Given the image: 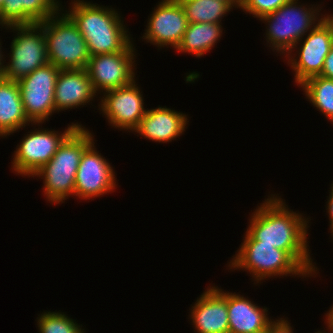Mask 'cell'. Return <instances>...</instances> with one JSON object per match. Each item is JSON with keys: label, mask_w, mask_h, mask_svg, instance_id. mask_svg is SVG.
<instances>
[{"label": "cell", "mask_w": 333, "mask_h": 333, "mask_svg": "<svg viewBox=\"0 0 333 333\" xmlns=\"http://www.w3.org/2000/svg\"><path fill=\"white\" fill-rule=\"evenodd\" d=\"M272 195L251 214L246 232L261 244L286 251L310 276L316 274L317 267L308 249L309 218L292 211L282 198Z\"/></svg>", "instance_id": "1"}, {"label": "cell", "mask_w": 333, "mask_h": 333, "mask_svg": "<svg viewBox=\"0 0 333 333\" xmlns=\"http://www.w3.org/2000/svg\"><path fill=\"white\" fill-rule=\"evenodd\" d=\"M73 1L70 10L65 13L84 37L90 56L123 51L133 42L114 8L97 6L84 0Z\"/></svg>", "instance_id": "2"}, {"label": "cell", "mask_w": 333, "mask_h": 333, "mask_svg": "<svg viewBox=\"0 0 333 333\" xmlns=\"http://www.w3.org/2000/svg\"><path fill=\"white\" fill-rule=\"evenodd\" d=\"M84 126L77 127L59 146L52 159L34 173L33 178L44 179L43 190L47 201L64 203L74 196L75 178L84 150L94 141Z\"/></svg>", "instance_id": "3"}, {"label": "cell", "mask_w": 333, "mask_h": 333, "mask_svg": "<svg viewBox=\"0 0 333 333\" xmlns=\"http://www.w3.org/2000/svg\"><path fill=\"white\" fill-rule=\"evenodd\" d=\"M313 6L307 8L300 5L298 0H290L277 11L261 17L259 20L268 24L265 34L267 45L269 43L273 50L287 55L296 43L323 20L322 15L319 17L322 8Z\"/></svg>", "instance_id": "4"}, {"label": "cell", "mask_w": 333, "mask_h": 333, "mask_svg": "<svg viewBox=\"0 0 333 333\" xmlns=\"http://www.w3.org/2000/svg\"><path fill=\"white\" fill-rule=\"evenodd\" d=\"M243 240L228 264L230 270H248L256 283L274 276L310 277L286 251L277 249L274 245L261 244V241L254 240L247 232Z\"/></svg>", "instance_id": "5"}, {"label": "cell", "mask_w": 333, "mask_h": 333, "mask_svg": "<svg viewBox=\"0 0 333 333\" xmlns=\"http://www.w3.org/2000/svg\"><path fill=\"white\" fill-rule=\"evenodd\" d=\"M41 24L44 26L49 63L60 70L87 68L90 59L87 43L65 12L58 11Z\"/></svg>", "instance_id": "6"}, {"label": "cell", "mask_w": 333, "mask_h": 333, "mask_svg": "<svg viewBox=\"0 0 333 333\" xmlns=\"http://www.w3.org/2000/svg\"><path fill=\"white\" fill-rule=\"evenodd\" d=\"M17 35L11 42L10 62L4 65L2 78L19 81L49 63L44 26L41 23L8 26Z\"/></svg>", "instance_id": "7"}, {"label": "cell", "mask_w": 333, "mask_h": 333, "mask_svg": "<svg viewBox=\"0 0 333 333\" xmlns=\"http://www.w3.org/2000/svg\"><path fill=\"white\" fill-rule=\"evenodd\" d=\"M78 123L68 125L64 132L49 129H34L26 134L14 151L12 168L16 174L31 177L47 164L63 141L77 128ZM40 129V130H39Z\"/></svg>", "instance_id": "8"}, {"label": "cell", "mask_w": 333, "mask_h": 333, "mask_svg": "<svg viewBox=\"0 0 333 333\" xmlns=\"http://www.w3.org/2000/svg\"><path fill=\"white\" fill-rule=\"evenodd\" d=\"M60 69L51 64L37 68L18 81L25 114L40 126L55 112L54 90Z\"/></svg>", "instance_id": "9"}, {"label": "cell", "mask_w": 333, "mask_h": 333, "mask_svg": "<svg viewBox=\"0 0 333 333\" xmlns=\"http://www.w3.org/2000/svg\"><path fill=\"white\" fill-rule=\"evenodd\" d=\"M135 50L131 43L123 51L90 56L86 70L96 93L124 87L134 81Z\"/></svg>", "instance_id": "10"}, {"label": "cell", "mask_w": 333, "mask_h": 333, "mask_svg": "<svg viewBox=\"0 0 333 333\" xmlns=\"http://www.w3.org/2000/svg\"><path fill=\"white\" fill-rule=\"evenodd\" d=\"M305 36L307 37L302 38L304 39L303 45L300 44L299 41L286 55V58H289L288 63L295 72L294 76L297 85H300L310 77L321 74L325 58L333 44L331 28L324 20L319 22V24ZM297 44L301 45V47L296 51V53L298 52V57L293 58L290 54H292V51H295V48L297 49Z\"/></svg>", "instance_id": "11"}, {"label": "cell", "mask_w": 333, "mask_h": 333, "mask_svg": "<svg viewBox=\"0 0 333 333\" xmlns=\"http://www.w3.org/2000/svg\"><path fill=\"white\" fill-rule=\"evenodd\" d=\"M135 83L103 92L99 109L114 128L134 131L146 114L143 94Z\"/></svg>", "instance_id": "12"}, {"label": "cell", "mask_w": 333, "mask_h": 333, "mask_svg": "<svg viewBox=\"0 0 333 333\" xmlns=\"http://www.w3.org/2000/svg\"><path fill=\"white\" fill-rule=\"evenodd\" d=\"M93 141L83 152L77 169L74 196L81 200L102 196L116 187V178L109 162L99 154Z\"/></svg>", "instance_id": "13"}, {"label": "cell", "mask_w": 333, "mask_h": 333, "mask_svg": "<svg viewBox=\"0 0 333 333\" xmlns=\"http://www.w3.org/2000/svg\"><path fill=\"white\" fill-rule=\"evenodd\" d=\"M188 26L184 10L178 0H161L148 18L145 35L147 42L157 47L176 49Z\"/></svg>", "instance_id": "14"}, {"label": "cell", "mask_w": 333, "mask_h": 333, "mask_svg": "<svg viewBox=\"0 0 333 333\" xmlns=\"http://www.w3.org/2000/svg\"><path fill=\"white\" fill-rule=\"evenodd\" d=\"M190 309V319L197 333H229L227 292L208 287Z\"/></svg>", "instance_id": "15"}, {"label": "cell", "mask_w": 333, "mask_h": 333, "mask_svg": "<svg viewBox=\"0 0 333 333\" xmlns=\"http://www.w3.org/2000/svg\"><path fill=\"white\" fill-rule=\"evenodd\" d=\"M95 96L86 69L60 70L54 90L55 113L85 106Z\"/></svg>", "instance_id": "16"}, {"label": "cell", "mask_w": 333, "mask_h": 333, "mask_svg": "<svg viewBox=\"0 0 333 333\" xmlns=\"http://www.w3.org/2000/svg\"><path fill=\"white\" fill-rule=\"evenodd\" d=\"M188 115L170 108L159 107L148 109L138 127L133 131L159 143H167L184 134L188 124Z\"/></svg>", "instance_id": "17"}, {"label": "cell", "mask_w": 333, "mask_h": 333, "mask_svg": "<svg viewBox=\"0 0 333 333\" xmlns=\"http://www.w3.org/2000/svg\"><path fill=\"white\" fill-rule=\"evenodd\" d=\"M229 333H264L272 322L267 308H260L249 299L227 291Z\"/></svg>", "instance_id": "18"}, {"label": "cell", "mask_w": 333, "mask_h": 333, "mask_svg": "<svg viewBox=\"0 0 333 333\" xmlns=\"http://www.w3.org/2000/svg\"><path fill=\"white\" fill-rule=\"evenodd\" d=\"M60 5L57 0H5L0 10V26L41 23L61 11Z\"/></svg>", "instance_id": "19"}, {"label": "cell", "mask_w": 333, "mask_h": 333, "mask_svg": "<svg viewBox=\"0 0 333 333\" xmlns=\"http://www.w3.org/2000/svg\"><path fill=\"white\" fill-rule=\"evenodd\" d=\"M30 123L18 82L0 77V137H7Z\"/></svg>", "instance_id": "20"}, {"label": "cell", "mask_w": 333, "mask_h": 333, "mask_svg": "<svg viewBox=\"0 0 333 333\" xmlns=\"http://www.w3.org/2000/svg\"><path fill=\"white\" fill-rule=\"evenodd\" d=\"M222 31V24L219 23H190L176 50L182 53H192L195 57L200 58L212 50L215 43L220 40Z\"/></svg>", "instance_id": "21"}, {"label": "cell", "mask_w": 333, "mask_h": 333, "mask_svg": "<svg viewBox=\"0 0 333 333\" xmlns=\"http://www.w3.org/2000/svg\"><path fill=\"white\" fill-rule=\"evenodd\" d=\"M184 10L188 24L221 23L222 17L232 9L219 0H178Z\"/></svg>", "instance_id": "22"}, {"label": "cell", "mask_w": 333, "mask_h": 333, "mask_svg": "<svg viewBox=\"0 0 333 333\" xmlns=\"http://www.w3.org/2000/svg\"><path fill=\"white\" fill-rule=\"evenodd\" d=\"M299 86L307 99L328 120L333 121V79L316 75L306 79Z\"/></svg>", "instance_id": "23"}, {"label": "cell", "mask_w": 333, "mask_h": 333, "mask_svg": "<svg viewBox=\"0 0 333 333\" xmlns=\"http://www.w3.org/2000/svg\"><path fill=\"white\" fill-rule=\"evenodd\" d=\"M37 317L40 333H84L82 325L62 312H45Z\"/></svg>", "instance_id": "24"}, {"label": "cell", "mask_w": 333, "mask_h": 333, "mask_svg": "<svg viewBox=\"0 0 333 333\" xmlns=\"http://www.w3.org/2000/svg\"><path fill=\"white\" fill-rule=\"evenodd\" d=\"M290 0H245L241 4V9L246 13L254 15L255 18H261L277 11L281 6Z\"/></svg>", "instance_id": "25"}, {"label": "cell", "mask_w": 333, "mask_h": 333, "mask_svg": "<svg viewBox=\"0 0 333 333\" xmlns=\"http://www.w3.org/2000/svg\"><path fill=\"white\" fill-rule=\"evenodd\" d=\"M272 320L264 333H293L291 323L287 319L280 318L276 319V321Z\"/></svg>", "instance_id": "26"}, {"label": "cell", "mask_w": 333, "mask_h": 333, "mask_svg": "<svg viewBox=\"0 0 333 333\" xmlns=\"http://www.w3.org/2000/svg\"><path fill=\"white\" fill-rule=\"evenodd\" d=\"M320 76L333 79V44L331 46L330 52L325 58L324 67Z\"/></svg>", "instance_id": "27"}, {"label": "cell", "mask_w": 333, "mask_h": 333, "mask_svg": "<svg viewBox=\"0 0 333 333\" xmlns=\"http://www.w3.org/2000/svg\"><path fill=\"white\" fill-rule=\"evenodd\" d=\"M331 190H330V194H329V198H328V201H327V213L329 214L328 216H329V220H330V233H331V236H332V238H333V183H332V185H331V188H330Z\"/></svg>", "instance_id": "28"}, {"label": "cell", "mask_w": 333, "mask_h": 333, "mask_svg": "<svg viewBox=\"0 0 333 333\" xmlns=\"http://www.w3.org/2000/svg\"><path fill=\"white\" fill-rule=\"evenodd\" d=\"M328 313H326V320H325V324L327 325V329L333 333V305L330 307V310L327 311Z\"/></svg>", "instance_id": "29"}, {"label": "cell", "mask_w": 333, "mask_h": 333, "mask_svg": "<svg viewBox=\"0 0 333 333\" xmlns=\"http://www.w3.org/2000/svg\"><path fill=\"white\" fill-rule=\"evenodd\" d=\"M327 15V16H326ZM322 16H324L323 17V20L326 22V24L331 28V31H332V35H333V15L332 14H330V15H328V14H325V15H323L322 14Z\"/></svg>", "instance_id": "30"}, {"label": "cell", "mask_w": 333, "mask_h": 333, "mask_svg": "<svg viewBox=\"0 0 333 333\" xmlns=\"http://www.w3.org/2000/svg\"><path fill=\"white\" fill-rule=\"evenodd\" d=\"M219 1L227 3L232 9H233L234 6H235L234 8H240L241 7L238 0H219Z\"/></svg>", "instance_id": "31"}, {"label": "cell", "mask_w": 333, "mask_h": 333, "mask_svg": "<svg viewBox=\"0 0 333 333\" xmlns=\"http://www.w3.org/2000/svg\"><path fill=\"white\" fill-rule=\"evenodd\" d=\"M4 55H3V52H2V46H1V42H0V77L2 76V73H3V68H4V62L5 61H3V59L5 58V57H3Z\"/></svg>", "instance_id": "32"}, {"label": "cell", "mask_w": 333, "mask_h": 333, "mask_svg": "<svg viewBox=\"0 0 333 333\" xmlns=\"http://www.w3.org/2000/svg\"><path fill=\"white\" fill-rule=\"evenodd\" d=\"M4 2H5V0H0V10H1V8H2L3 5H4Z\"/></svg>", "instance_id": "33"}, {"label": "cell", "mask_w": 333, "mask_h": 333, "mask_svg": "<svg viewBox=\"0 0 333 333\" xmlns=\"http://www.w3.org/2000/svg\"><path fill=\"white\" fill-rule=\"evenodd\" d=\"M239 4L241 5L245 0H238Z\"/></svg>", "instance_id": "34"}, {"label": "cell", "mask_w": 333, "mask_h": 333, "mask_svg": "<svg viewBox=\"0 0 333 333\" xmlns=\"http://www.w3.org/2000/svg\"><path fill=\"white\" fill-rule=\"evenodd\" d=\"M325 332H326V331H324V332H323V331H318V332H315V333H325Z\"/></svg>", "instance_id": "35"}]
</instances>
